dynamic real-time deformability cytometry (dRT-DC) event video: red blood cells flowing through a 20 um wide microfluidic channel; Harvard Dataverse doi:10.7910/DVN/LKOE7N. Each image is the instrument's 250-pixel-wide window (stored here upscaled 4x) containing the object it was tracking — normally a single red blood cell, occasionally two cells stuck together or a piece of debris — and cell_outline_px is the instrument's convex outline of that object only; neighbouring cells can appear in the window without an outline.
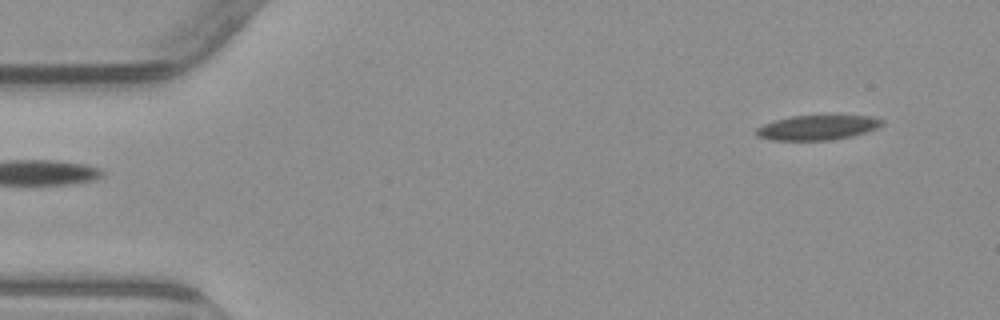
{"species": "common noctule bat (a hibernating species)", "species_latin": "Nyctalus noctula", "temperature_condition": "warm", "stored_images_in_passage": 4, "camera_frame_rate_fps": 3000, "um_per_image_px": 0.085, "animal": {"sex": "male", "body_mass_g": 23.1, "forearm_length_mm": 52.7}, "frame": {"image": 1, "passage_image": 1, "time_ms": 0.0, "image_size_px": [1000, 320], "cell_outline_px": [[884, 124], [876, 128], [852, 136], [832, 140], [772, 140], [756, 136], [756, 128], [764, 124], [776, 120], [792, 116], [872, 116], [884, 120]], "centroid_in_image_um": [69.48, 10.85], "position_along_channel_um": 15.5, "area_um2": 17.98}}
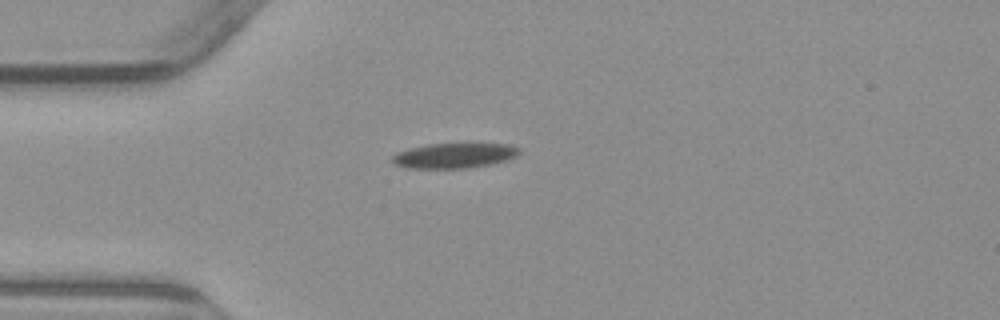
{"frame": {"image": 2, "passage_image": 4, "time_ms": 3.333, "image_size_px": [1000, 320], "cell_outline_px": [[520, 152], [516, 156], [504, 160], [488, 164], [468, 168], [408, 168], [396, 164], [392, 160], [392, 156], [396, 152], [428, 144], [468, 140], [512, 144], [520, 148]], "centroid_in_image_um": [38.7, 13.15], "position_along_channel_um": 46.3, "area_um2": 19.48}}